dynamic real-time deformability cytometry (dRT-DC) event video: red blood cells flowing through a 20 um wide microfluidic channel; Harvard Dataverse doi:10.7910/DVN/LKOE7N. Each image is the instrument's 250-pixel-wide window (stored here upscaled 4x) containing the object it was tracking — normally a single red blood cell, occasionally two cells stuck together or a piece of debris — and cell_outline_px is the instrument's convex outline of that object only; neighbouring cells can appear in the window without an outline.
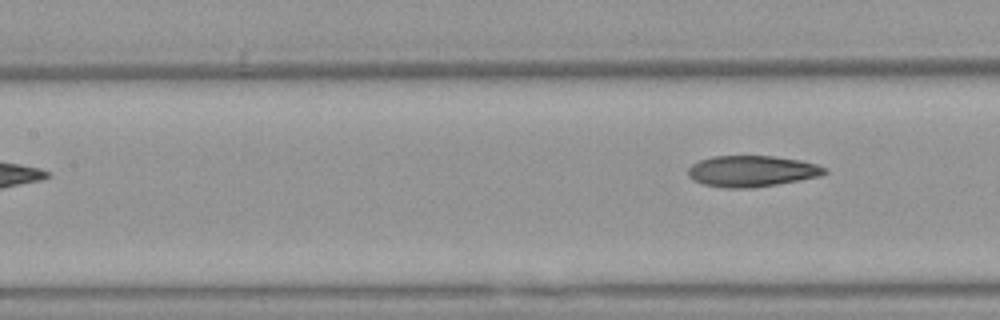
{"species": "Egyptian fruit bat (a non-hibernating species)", "species_latin": "Rousettus aegyptiacus", "temperature_condition": "warm", "stored_images_in_passage": 5, "camera_frame_rate_fps": 3000, "um_per_image_px": 0.085, "animal": {"sex": "female"}, "frame": {"image": 1, "passage_image": 5, "time_ms": 1.333, "image_size_px": [1000, 320], "cell_outline_px": [[828, 172], [820, 176], [800, 180], [752, 188], [724, 188], [704, 184], [692, 180], [688, 176], [688, 168], [692, 164], [700, 160], [712, 156], [772, 156], [800, 160], [816, 164], [828, 168]], "centroid_in_image_um": [63.9, 14.55], "position_along_channel_um": 143.5, "area_um2": 24.85}}